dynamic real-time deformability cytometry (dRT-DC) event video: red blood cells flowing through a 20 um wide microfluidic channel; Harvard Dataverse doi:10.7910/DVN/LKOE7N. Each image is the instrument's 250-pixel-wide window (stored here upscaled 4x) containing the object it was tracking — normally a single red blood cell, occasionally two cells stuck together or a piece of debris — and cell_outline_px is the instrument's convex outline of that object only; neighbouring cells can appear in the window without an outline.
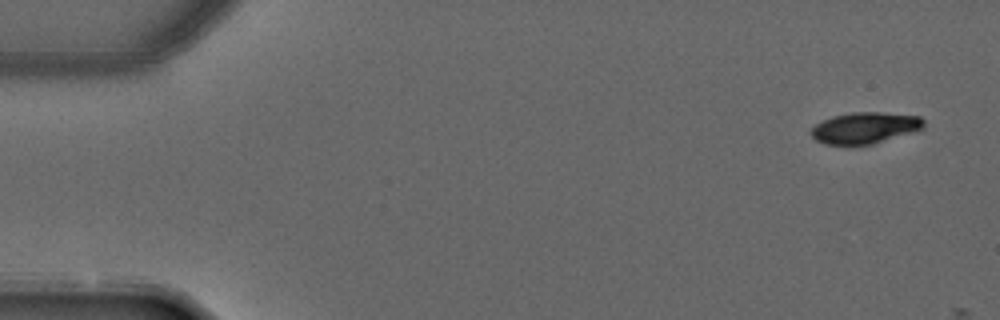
{"species": "common noctule bat (a hibernating species)", "species_latin": "Nyctalus noctula", "temperature_condition": "warm", "stored_images_in_passage": 4, "camera_frame_rate_fps": 3000, "um_per_image_px": 0.085, "animal": {"sex": "male", "forearm_length_mm": 52.5}, "frame": {"image": 1, "passage_image": 1, "time_ms": 0.0, "image_size_px": [1000, 320], "cell_outline_px": [[924, 128], [872, 144], [824, 144], [816, 140], [808, 132], [816, 124], [832, 116], [852, 112], [880, 112], [920, 116], [924, 120]], "centroid_in_image_um": [73.5, 10.85], "position_along_channel_um": 11.5, "area_um2": 20.35}}